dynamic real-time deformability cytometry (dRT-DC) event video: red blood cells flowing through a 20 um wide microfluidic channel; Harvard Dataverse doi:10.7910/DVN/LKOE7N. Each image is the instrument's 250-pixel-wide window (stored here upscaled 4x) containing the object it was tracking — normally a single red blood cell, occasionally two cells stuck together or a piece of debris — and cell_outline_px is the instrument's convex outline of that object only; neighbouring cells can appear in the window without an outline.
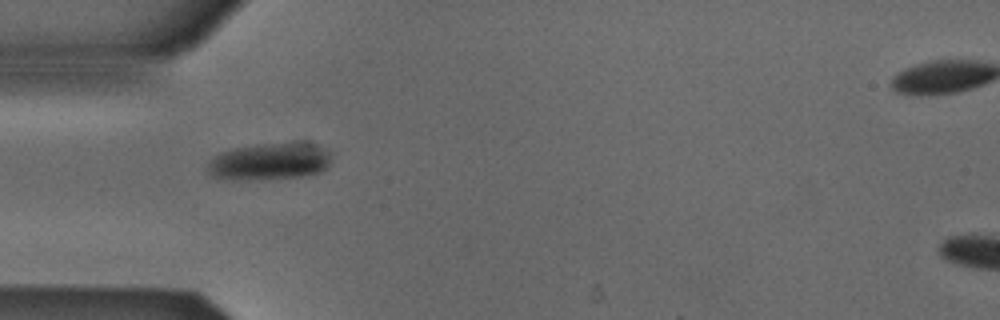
{"species": "Egyptian fruit bat (a non-hibernating species)", "species_latin": "Rousettus aegyptiacus", "temperature_condition": "cold", "stored_images_in_passage": 3, "camera_frame_rate_fps": 3000, "um_per_image_px": 0.085, "animal": {"sex": "male"}, "frame": {"image": 1, "passage_image": 1, "time_ms": 0.0, "image_size_px": [1000, 320], "cell_outline_px": [[328, 164], [320, 172], [312, 176], [212, 176], [208, 172], [208, 160], [220, 152], [236, 148], [260, 144], [316, 144], [328, 152]], "centroid_in_image_um": [22.94, 13.67], "position_along_channel_um": 62.1, "area_um2": 24.68}}
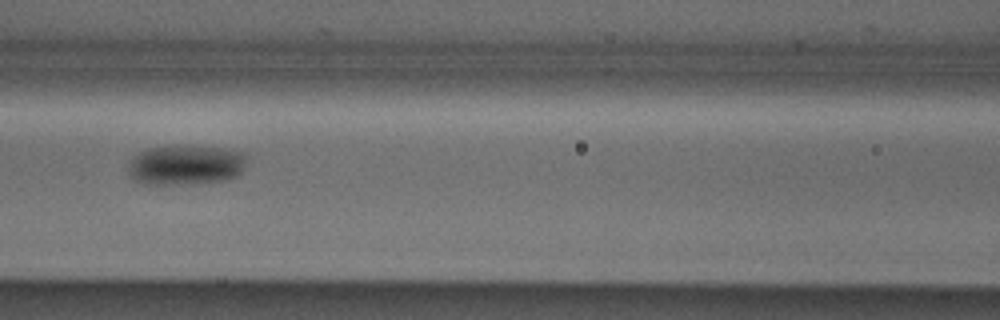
{"frame": {"image": 2, "passage_image": 3, "time_ms": 0.667, "image_size_px": [1000, 320], "cell_outline_px": [[244, 168], [236, 176], [224, 180], [192, 184], [140, 184], [132, 176], [128, 164], [132, 156], [148, 148], [176, 144], [184, 144], [224, 148], [244, 152]], "centroid_in_image_um": [15.77, 13.99], "position_along_channel_um": 150.8, "area_um2": 27.98}}